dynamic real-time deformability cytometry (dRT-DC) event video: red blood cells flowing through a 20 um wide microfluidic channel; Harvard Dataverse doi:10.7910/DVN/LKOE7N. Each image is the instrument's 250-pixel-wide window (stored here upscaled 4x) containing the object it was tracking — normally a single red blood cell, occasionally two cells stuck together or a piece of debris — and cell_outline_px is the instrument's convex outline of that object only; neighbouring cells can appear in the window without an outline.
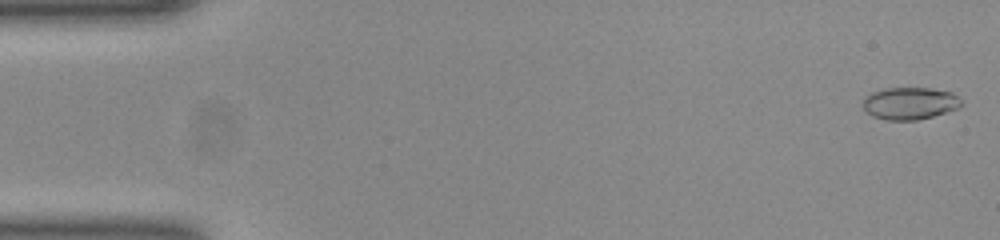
{"species": "common noctule bat (a hibernating species)", "species_latin": "Nyctalus noctula", "temperature_condition": "room temperature", "stored_images_in_passage": 8, "camera_frame_rate_fps": 3000, "um_per_image_px": 0.085, "animal": {"sex": "female", "body_mass_g": 23.0, "forearm_length_mm": 53.4}, "frame": {"image": 1, "passage_image": 1, "time_ms": 0.0, "image_size_px": [1000, 240], "cell_outline_px": [[964, 104], [960, 108], [932, 116], [916, 120], [884, 120], [872, 116], [860, 104], [872, 92], [888, 88], [928, 88], [952, 92]], "centroid_in_image_um": [77.34, 8.79], "position_along_channel_um": 7.7, "area_um2": 18.44}}